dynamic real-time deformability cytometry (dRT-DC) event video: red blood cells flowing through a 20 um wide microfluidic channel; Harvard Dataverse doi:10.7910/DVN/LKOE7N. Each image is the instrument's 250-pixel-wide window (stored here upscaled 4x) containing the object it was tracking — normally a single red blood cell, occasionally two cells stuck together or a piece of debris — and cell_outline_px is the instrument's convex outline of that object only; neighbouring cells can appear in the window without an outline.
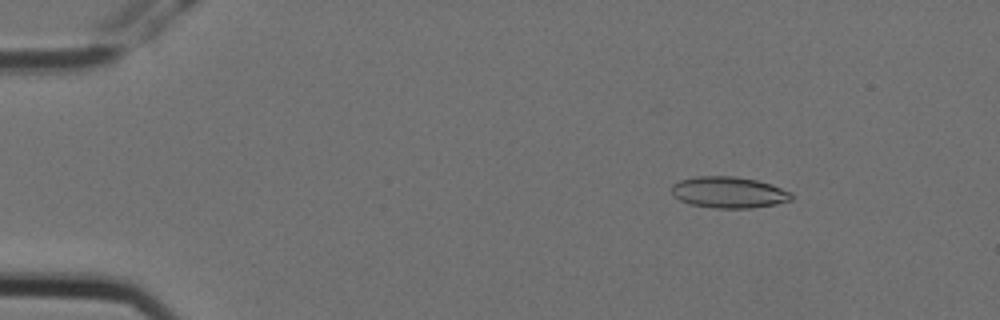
{"species": "Egyptian fruit bat (a non-hibernating species)", "species_latin": "Rousettus aegyptiacus", "temperature_condition": "cold", "stored_images_in_passage": 4, "camera_frame_rate_fps": 3000, "um_per_image_px": 0.085, "animal": {"sex": "female"}, "frame": {"image": 1, "passage_image": 2, "time_ms": 0.333, "image_size_px": [1000, 320], "cell_outline_px": [[792, 200], [776, 204], [752, 208], [712, 208], [688, 204], [680, 200], [672, 192], [672, 184], [680, 180], [696, 176], [736, 176], [756, 180], [772, 184], [792, 192]], "centroid_in_image_um": [61.96, 16.35], "position_along_channel_um": 23.0, "area_um2": 22.02}}